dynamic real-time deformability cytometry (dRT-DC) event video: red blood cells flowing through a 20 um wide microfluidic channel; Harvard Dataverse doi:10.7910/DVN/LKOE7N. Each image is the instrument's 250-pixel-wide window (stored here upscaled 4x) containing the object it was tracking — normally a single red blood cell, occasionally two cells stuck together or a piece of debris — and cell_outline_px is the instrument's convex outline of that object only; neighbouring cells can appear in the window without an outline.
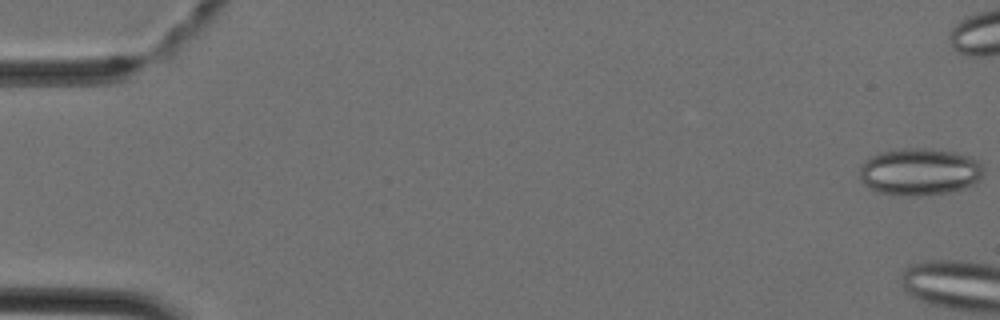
{"species": "Egyptian fruit bat (a non-hibernating species)", "species_latin": "Rousettus aegyptiacus", "temperature_condition": "cold", "stored_images_in_passage": 7, "camera_frame_rate_fps": 3000, "um_per_image_px": 0.085, "animal": {"sex": "female"}, "frame": {"image": 1, "passage_image": 1, "time_ms": 0.0, "image_size_px": [1000, 320], "cell_outline_px": [[984, 172], [980, 180], [972, 184], [948, 192], [920, 196], [896, 196], [876, 192], [868, 188], [864, 184], [860, 176], [860, 168], [864, 160], [868, 156], [880, 152], [900, 148], [932, 148], [956, 152], [968, 156], [976, 160], [984, 168]], "centroid_in_image_um": [78.12, 14.59], "position_along_channel_um": 6.9, "area_um2": 34.51}}
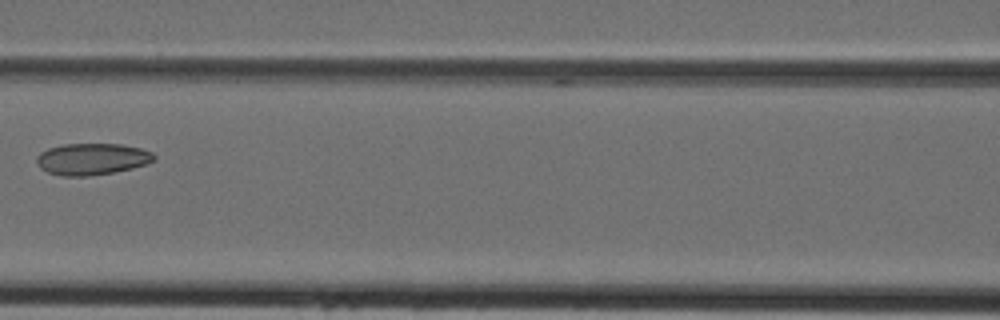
{"frame": {"image": 2, "passage_image": 7, "time_ms": 2.0, "image_size_px": [1000, 320], "cell_outline_px": [[156, 160], [148, 164], [132, 168], [112, 172], [88, 176], [64, 176], [48, 172], [40, 168], [36, 160], [36, 156], [40, 152], [48, 148], [64, 144], [120, 144], [140, 148], [152, 152], [156, 156]], "centroid_in_image_um": [7.83, 13.51], "position_along_channel_um": 158.8, "area_um2": 21.68}}